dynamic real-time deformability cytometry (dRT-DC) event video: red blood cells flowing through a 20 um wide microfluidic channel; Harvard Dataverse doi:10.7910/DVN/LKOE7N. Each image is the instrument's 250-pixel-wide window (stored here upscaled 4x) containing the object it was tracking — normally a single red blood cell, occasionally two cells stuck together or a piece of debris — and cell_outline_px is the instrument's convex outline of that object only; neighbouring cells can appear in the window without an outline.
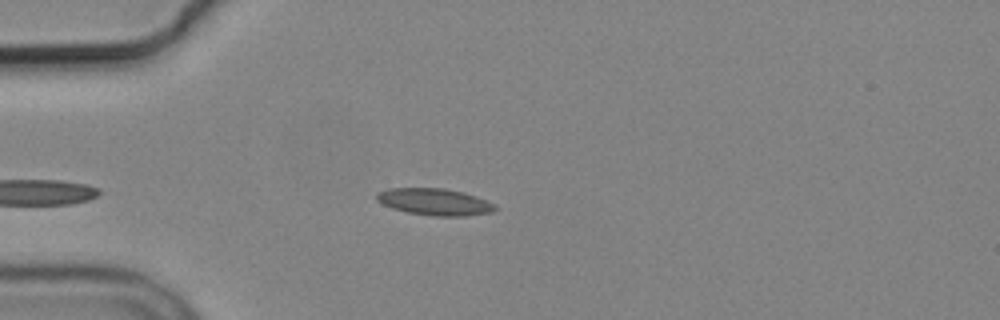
{"species": "common noctule bat (a hibernating species)", "species_latin": "Nyctalus noctula", "temperature_condition": "cold", "stored_images_in_passage": 5, "camera_frame_rate_fps": 3000, "um_per_image_px": 0.085, "animal": {"sex": "male", "body_mass_g": 19.2, "forearm_length_mm": 51.8}, "frame": {"image": 1, "passage_image": 5, "time_ms": 4.667, "image_size_px": [1000, 320], "cell_outline_px": [[496, 208], [492, 212], [464, 216], [432, 216], [408, 212], [392, 208], [376, 200], [376, 192], [388, 188], [444, 188], [464, 192], [488, 200], [496, 204]], "centroid_in_image_um": [36.95, 17.15], "position_along_channel_um": 48.0, "area_um2": 18.61}}